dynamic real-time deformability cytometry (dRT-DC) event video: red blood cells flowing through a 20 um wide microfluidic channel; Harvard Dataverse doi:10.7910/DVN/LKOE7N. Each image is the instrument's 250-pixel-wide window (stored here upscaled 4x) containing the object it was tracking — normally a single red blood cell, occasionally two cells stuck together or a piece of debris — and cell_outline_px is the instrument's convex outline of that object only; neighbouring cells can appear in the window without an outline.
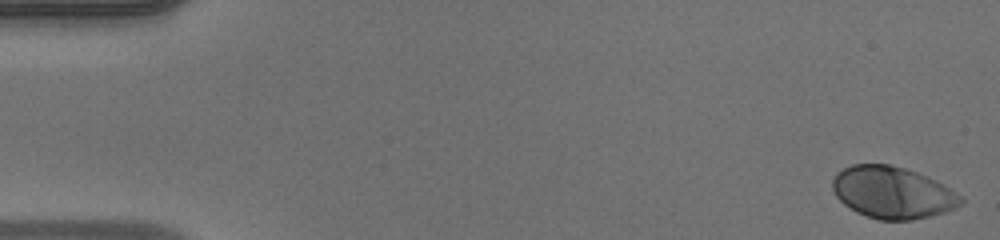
{"species": "human", "species_latin": "Homo sapiens", "temperature_condition": "warm", "stored_images_in_passage": 49, "camera_frame_rate_fps": 3000, "um_per_image_px": 0.085, "donor": {"sex": "male"}, "frame": {"image": 1, "passage_image": 1, "time_ms": 0.0, "image_size_px": [1000, 240], "cell_outline_px": [[964, 200], [956, 208], [944, 212], [912, 220], [880, 220], [856, 212], [844, 204], [836, 196], [832, 188], [832, 180], [836, 172], [852, 164], [888, 164], [904, 168], [928, 176], [944, 184], [960, 196]], "centroid_in_image_um": [75.85, 16.36], "position_along_channel_um": 9.2, "area_um2": 38.73}}
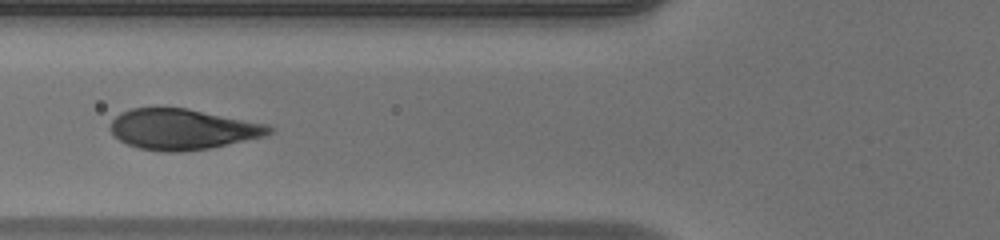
{"frame": {"image": 2, "passage_image": 19, "time_ms": 6.0, "image_size_px": [1000, 240], "cell_outline_px": [[276, 128], [272, 132], [264, 136], [208, 148], [184, 152], [164, 152], [140, 148], [128, 144], [120, 140], [108, 128], [112, 120], [120, 112], [132, 108], [188, 108], [268, 124]], "centroid_in_image_um": [15.52, 10.98], "position_along_channel_um": 110.3, "area_um2": 37.57}}
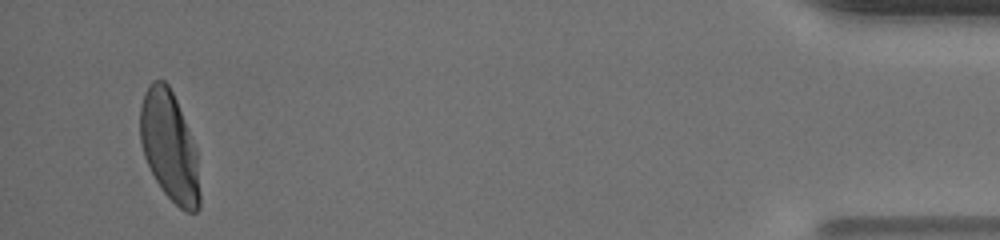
{"frame": {"image": 3, "passage_image": 47, "time_ms": 15.333, "image_size_px": [1000, 240], "cell_outline_px": [[200, 208], [196, 212], [184, 212], [160, 188], [144, 156], [140, 140], [140, 108], [144, 92], [148, 84], [152, 80], [164, 80], [168, 84], [176, 100], [196, 148], [200, 192]], "centroid_in_image_um": [14.4, 12.45], "position_along_channel_um": 420.8, "area_um2": 38.03}, "authors_computed_cell_mechanics": {"area_um2": 38.437, "velocity_mm_per_s": 4.1536, "shape_relaxation_time_tau1_ms": 2.4833, "shape_relaxation_time_tau2_ms": null, "deformation_change_tau1": 0.1824, "deformation_change_tau2": null}}